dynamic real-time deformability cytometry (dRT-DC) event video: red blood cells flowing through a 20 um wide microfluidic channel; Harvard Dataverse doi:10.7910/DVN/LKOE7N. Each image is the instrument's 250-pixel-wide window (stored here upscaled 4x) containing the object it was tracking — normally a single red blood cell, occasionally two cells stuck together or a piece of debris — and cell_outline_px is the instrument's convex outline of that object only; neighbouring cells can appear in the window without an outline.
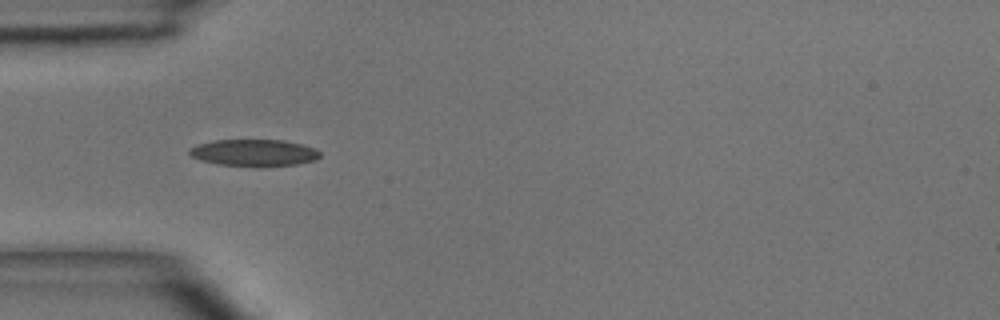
{"species": "common noctule bat (a hibernating species)", "species_latin": "Nyctalus noctula", "temperature_condition": "room temperature", "stored_images_in_passage": 2, "camera_frame_rate_fps": 3000, "um_per_image_px": 0.085, "animal": {"sex": "male", "body_mass_g": 15.6}, "frame": {"image": 1, "passage_image": 1, "time_ms": 0.0, "image_size_px": [1000, 320], "cell_outline_px": [[320, 156], [316, 160], [296, 164], [260, 168], [252, 168], [216, 164], [200, 160], [192, 156], [188, 152], [188, 148], [196, 144], [216, 140], [284, 140], [300, 144], [312, 148], [320, 152]], "centroid_in_image_um": [21.55, 13.01], "position_along_channel_um": 63.5, "area_um2": 20.87}}